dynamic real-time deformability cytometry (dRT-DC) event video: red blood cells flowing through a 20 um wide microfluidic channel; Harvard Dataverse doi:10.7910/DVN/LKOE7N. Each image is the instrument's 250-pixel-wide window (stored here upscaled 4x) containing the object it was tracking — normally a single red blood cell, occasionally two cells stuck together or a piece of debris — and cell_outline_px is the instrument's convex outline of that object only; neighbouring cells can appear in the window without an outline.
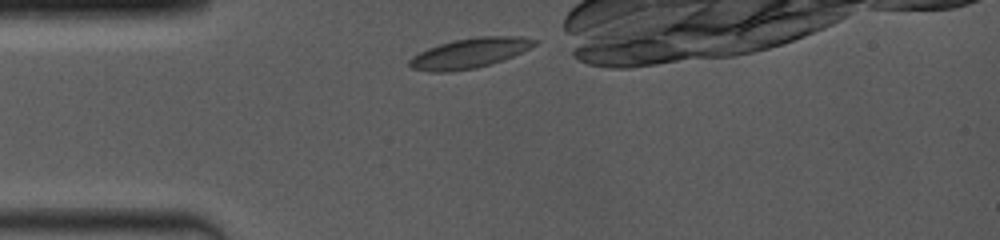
{"species": "common noctule bat (a hibernating species)", "species_latin": "Nyctalus noctula", "temperature_condition": "room temperature", "stored_images_in_passage": 8, "camera_frame_rate_fps": 4000, "um_per_image_px": 0.085, "animal": {"sex": "female", "body_mass_g": 19.0, "forearm_length_mm": 53.3}, "frame": {"image": 1, "passage_image": 1, "time_ms": 0.0, "image_size_px": [1000, 240], "cell_outline_px": [[540, 40], [536, 44], [512, 56], [476, 68], [448, 72], [428, 72], [412, 68], [408, 64], [408, 60], [412, 56], [428, 48], [440, 44], [456, 40], [476, 36], [520, 36]], "centroid_in_image_um": [39.89, 4.51], "position_along_channel_um": 45.1, "area_um2": 21.62}}